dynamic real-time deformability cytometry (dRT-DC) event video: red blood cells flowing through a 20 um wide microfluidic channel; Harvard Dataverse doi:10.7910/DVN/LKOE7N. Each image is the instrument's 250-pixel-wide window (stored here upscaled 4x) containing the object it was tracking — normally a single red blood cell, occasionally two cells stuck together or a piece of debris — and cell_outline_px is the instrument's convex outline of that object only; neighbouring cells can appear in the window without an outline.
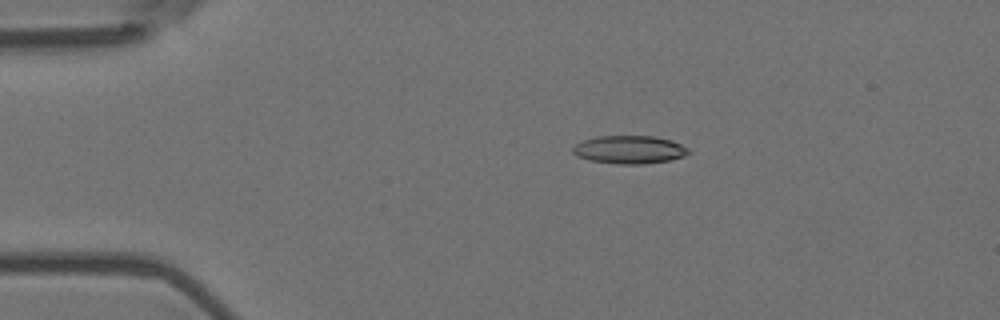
{"species": "Egyptian fruit bat (a non-hibernating species)", "species_latin": "Rousettus aegyptiacus", "temperature_condition": "room temperature", "stored_images_in_passage": 3, "camera_frame_rate_fps": 3000, "um_per_image_px": 0.085, "animal": {"sex": "female"}, "frame": {"image": 1, "passage_image": 1, "time_ms": 0.0, "image_size_px": [1000, 320], "cell_outline_px": [[692, 152], [684, 156], [668, 160], [640, 164], [616, 164], [588, 160], [576, 156], [572, 152], [572, 148], [576, 144], [584, 140], [596, 136], [652, 136], [672, 140], [688, 148]], "centroid_in_image_um": [53.48, 12.72], "position_along_channel_um": 31.5, "area_um2": 18.96}}